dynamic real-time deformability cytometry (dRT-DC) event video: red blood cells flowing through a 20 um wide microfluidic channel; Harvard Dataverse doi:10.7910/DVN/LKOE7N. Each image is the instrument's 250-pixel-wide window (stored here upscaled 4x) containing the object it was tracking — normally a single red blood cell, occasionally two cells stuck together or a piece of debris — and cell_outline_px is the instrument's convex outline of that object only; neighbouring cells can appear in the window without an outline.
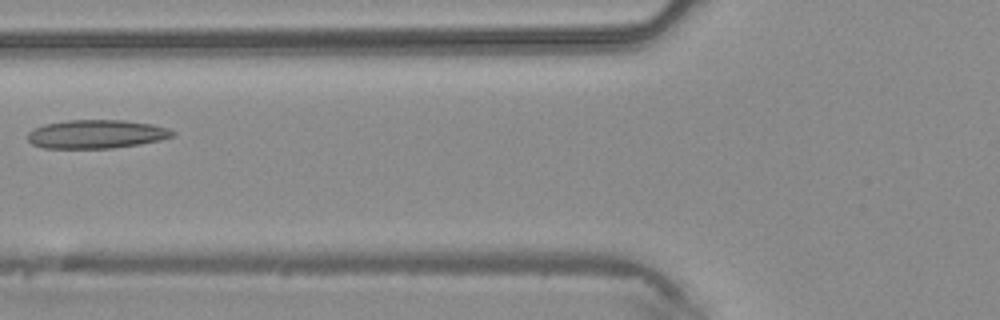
{"species": "common noctule bat (a hibernating species)", "species_latin": "Nyctalus noctula", "temperature_condition": "warm", "stored_images_in_passage": 4, "camera_frame_rate_fps": 3000, "um_per_image_px": 0.085, "animal": {"sex": "male", "body_mass_g": 20.4}, "frame": {"image": 1, "passage_image": 4, "time_ms": 1.0, "image_size_px": [1000, 320], "cell_outline_px": [[176, 136], [160, 140], [140, 144], [112, 148], [44, 148], [32, 144], [28, 140], [28, 132], [32, 128], [44, 124], [68, 120], [124, 120], [152, 124], [168, 128], [176, 132]], "centroid_in_image_um": [8.2, 11.4], "position_along_channel_um": 117.6, "area_um2": 24.33}}